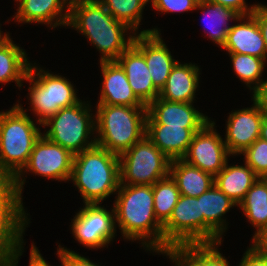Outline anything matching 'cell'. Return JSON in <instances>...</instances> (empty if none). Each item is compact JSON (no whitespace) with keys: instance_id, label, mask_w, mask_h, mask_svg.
<instances>
[{"instance_id":"1","label":"cell","mask_w":267,"mask_h":266,"mask_svg":"<svg viewBox=\"0 0 267 266\" xmlns=\"http://www.w3.org/2000/svg\"><path fill=\"white\" fill-rule=\"evenodd\" d=\"M117 192L113 209L122 236L140 240L146 250L163 254V226L154 212L152 185L119 184Z\"/></svg>"},{"instance_id":"2","label":"cell","mask_w":267,"mask_h":266,"mask_svg":"<svg viewBox=\"0 0 267 266\" xmlns=\"http://www.w3.org/2000/svg\"><path fill=\"white\" fill-rule=\"evenodd\" d=\"M66 26H70L86 36L101 54L100 62L116 61L133 43L135 33L126 24L116 20L99 0H70L69 17Z\"/></svg>"},{"instance_id":"3","label":"cell","mask_w":267,"mask_h":266,"mask_svg":"<svg viewBox=\"0 0 267 266\" xmlns=\"http://www.w3.org/2000/svg\"><path fill=\"white\" fill-rule=\"evenodd\" d=\"M70 180L84 204H101L120 184L119 156L95 145L74 155Z\"/></svg>"},{"instance_id":"4","label":"cell","mask_w":267,"mask_h":266,"mask_svg":"<svg viewBox=\"0 0 267 266\" xmlns=\"http://www.w3.org/2000/svg\"><path fill=\"white\" fill-rule=\"evenodd\" d=\"M26 110L15 104L0 112V176L12 180L27 164L36 141L41 137Z\"/></svg>"},{"instance_id":"5","label":"cell","mask_w":267,"mask_h":266,"mask_svg":"<svg viewBox=\"0 0 267 266\" xmlns=\"http://www.w3.org/2000/svg\"><path fill=\"white\" fill-rule=\"evenodd\" d=\"M96 145L120 156L146 134L147 107L97 105Z\"/></svg>"},{"instance_id":"6","label":"cell","mask_w":267,"mask_h":266,"mask_svg":"<svg viewBox=\"0 0 267 266\" xmlns=\"http://www.w3.org/2000/svg\"><path fill=\"white\" fill-rule=\"evenodd\" d=\"M29 81V100L37 122L42 126L50 117L60 109L67 108L79 103L76 89L67 78L59 74H51L49 71L38 68L32 63L25 76Z\"/></svg>"},{"instance_id":"7","label":"cell","mask_w":267,"mask_h":266,"mask_svg":"<svg viewBox=\"0 0 267 266\" xmlns=\"http://www.w3.org/2000/svg\"><path fill=\"white\" fill-rule=\"evenodd\" d=\"M89 103L82 100L70 107L60 109L50 117L42 126H49L46 133H42L51 142L59 144L76 155L83 150L96 145L90 134L95 131V119ZM90 141H89V140Z\"/></svg>"},{"instance_id":"8","label":"cell","mask_w":267,"mask_h":266,"mask_svg":"<svg viewBox=\"0 0 267 266\" xmlns=\"http://www.w3.org/2000/svg\"><path fill=\"white\" fill-rule=\"evenodd\" d=\"M170 162L145 135L119 156L120 184L153 185L169 175Z\"/></svg>"},{"instance_id":"9","label":"cell","mask_w":267,"mask_h":266,"mask_svg":"<svg viewBox=\"0 0 267 266\" xmlns=\"http://www.w3.org/2000/svg\"><path fill=\"white\" fill-rule=\"evenodd\" d=\"M204 244V214L200 196L180 195L169 220L163 225V254L176 246Z\"/></svg>"},{"instance_id":"10","label":"cell","mask_w":267,"mask_h":266,"mask_svg":"<svg viewBox=\"0 0 267 266\" xmlns=\"http://www.w3.org/2000/svg\"><path fill=\"white\" fill-rule=\"evenodd\" d=\"M73 160L74 155L70 151L59 144L51 142L42 134L36 141L27 164L12 179V183L22 198L21 195L25 183V178H22V174L25 172H32L58 181H70Z\"/></svg>"},{"instance_id":"11","label":"cell","mask_w":267,"mask_h":266,"mask_svg":"<svg viewBox=\"0 0 267 266\" xmlns=\"http://www.w3.org/2000/svg\"><path fill=\"white\" fill-rule=\"evenodd\" d=\"M100 204H85L71 221L72 234L86 248L108 247L115 238L114 209L108 211Z\"/></svg>"},{"instance_id":"12","label":"cell","mask_w":267,"mask_h":266,"mask_svg":"<svg viewBox=\"0 0 267 266\" xmlns=\"http://www.w3.org/2000/svg\"><path fill=\"white\" fill-rule=\"evenodd\" d=\"M215 122L209 121L196 132L182 160L216 176L228 161L229 153L223 138L215 129Z\"/></svg>"},{"instance_id":"13","label":"cell","mask_w":267,"mask_h":266,"mask_svg":"<svg viewBox=\"0 0 267 266\" xmlns=\"http://www.w3.org/2000/svg\"><path fill=\"white\" fill-rule=\"evenodd\" d=\"M29 221L12 180L3 178L0 181V246L5 251L23 242Z\"/></svg>"},{"instance_id":"14","label":"cell","mask_w":267,"mask_h":266,"mask_svg":"<svg viewBox=\"0 0 267 266\" xmlns=\"http://www.w3.org/2000/svg\"><path fill=\"white\" fill-rule=\"evenodd\" d=\"M160 35L156 28L146 29L136 34L132 43L144 55L152 82L159 91L165 86L171 69L177 62Z\"/></svg>"},{"instance_id":"15","label":"cell","mask_w":267,"mask_h":266,"mask_svg":"<svg viewBox=\"0 0 267 266\" xmlns=\"http://www.w3.org/2000/svg\"><path fill=\"white\" fill-rule=\"evenodd\" d=\"M227 120L225 145L231 155H241L259 138L263 115L253 102L251 108L229 113Z\"/></svg>"},{"instance_id":"16","label":"cell","mask_w":267,"mask_h":266,"mask_svg":"<svg viewBox=\"0 0 267 266\" xmlns=\"http://www.w3.org/2000/svg\"><path fill=\"white\" fill-rule=\"evenodd\" d=\"M210 120L193 103L171 102L157 97L147 106L146 124L203 128Z\"/></svg>"},{"instance_id":"17","label":"cell","mask_w":267,"mask_h":266,"mask_svg":"<svg viewBox=\"0 0 267 266\" xmlns=\"http://www.w3.org/2000/svg\"><path fill=\"white\" fill-rule=\"evenodd\" d=\"M100 67L103 82L97 105L147 107L132 91L125 71L117 61L100 62Z\"/></svg>"},{"instance_id":"18","label":"cell","mask_w":267,"mask_h":266,"mask_svg":"<svg viewBox=\"0 0 267 266\" xmlns=\"http://www.w3.org/2000/svg\"><path fill=\"white\" fill-rule=\"evenodd\" d=\"M233 206H238L214 184L200 195L201 214H204V244L222 242V235L227 229V223L222 216Z\"/></svg>"},{"instance_id":"19","label":"cell","mask_w":267,"mask_h":266,"mask_svg":"<svg viewBox=\"0 0 267 266\" xmlns=\"http://www.w3.org/2000/svg\"><path fill=\"white\" fill-rule=\"evenodd\" d=\"M237 21L239 23L232 25L228 31L226 43L222 47L223 50L228 51V53L255 56L266 61L265 41L255 16L253 14L240 15Z\"/></svg>"},{"instance_id":"20","label":"cell","mask_w":267,"mask_h":266,"mask_svg":"<svg viewBox=\"0 0 267 266\" xmlns=\"http://www.w3.org/2000/svg\"><path fill=\"white\" fill-rule=\"evenodd\" d=\"M116 61L124 69L132 91L145 106L159 97L160 91L152 82L144 55L133 44Z\"/></svg>"},{"instance_id":"21","label":"cell","mask_w":267,"mask_h":266,"mask_svg":"<svg viewBox=\"0 0 267 266\" xmlns=\"http://www.w3.org/2000/svg\"><path fill=\"white\" fill-rule=\"evenodd\" d=\"M18 5L13 18L18 23H46L51 28L67 25L70 0H20Z\"/></svg>"},{"instance_id":"22","label":"cell","mask_w":267,"mask_h":266,"mask_svg":"<svg viewBox=\"0 0 267 266\" xmlns=\"http://www.w3.org/2000/svg\"><path fill=\"white\" fill-rule=\"evenodd\" d=\"M201 129L165 124H146L145 135L172 161L184 157L195 133Z\"/></svg>"},{"instance_id":"23","label":"cell","mask_w":267,"mask_h":266,"mask_svg":"<svg viewBox=\"0 0 267 266\" xmlns=\"http://www.w3.org/2000/svg\"><path fill=\"white\" fill-rule=\"evenodd\" d=\"M199 74L200 69L197 65L181 64L177 61L159 93V98L171 102L194 103Z\"/></svg>"},{"instance_id":"24","label":"cell","mask_w":267,"mask_h":266,"mask_svg":"<svg viewBox=\"0 0 267 266\" xmlns=\"http://www.w3.org/2000/svg\"><path fill=\"white\" fill-rule=\"evenodd\" d=\"M244 164V166H228L227 161L223 169L214 177L216 187L237 205L259 178L250 166Z\"/></svg>"},{"instance_id":"25","label":"cell","mask_w":267,"mask_h":266,"mask_svg":"<svg viewBox=\"0 0 267 266\" xmlns=\"http://www.w3.org/2000/svg\"><path fill=\"white\" fill-rule=\"evenodd\" d=\"M221 243L185 244L173 247L167 256L175 266H229L218 250Z\"/></svg>"},{"instance_id":"26","label":"cell","mask_w":267,"mask_h":266,"mask_svg":"<svg viewBox=\"0 0 267 266\" xmlns=\"http://www.w3.org/2000/svg\"><path fill=\"white\" fill-rule=\"evenodd\" d=\"M171 177L176 181L180 195L199 197L214 185V176L182 159L170 162Z\"/></svg>"},{"instance_id":"27","label":"cell","mask_w":267,"mask_h":266,"mask_svg":"<svg viewBox=\"0 0 267 266\" xmlns=\"http://www.w3.org/2000/svg\"><path fill=\"white\" fill-rule=\"evenodd\" d=\"M29 66L26 52L14 44L11 38L0 46V83L15 81L21 87Z\"/></svg>"},{"instance_id":"28","label":"cell","mask_w":267,"mask_h":266,"mask_svg":"<svg viewBox=\"0 0 267 266\" xmlns=\"http://www.w3.org/2000/svg\"><path fill=\"white\" fill-rule=\"evenodd\" d=\"M196 9L202 10L204 16L208 18L206 19L208 25H210L208 37L222 48L226 43L228 31L232 28V25L229 26L228 21L237 20L240 14L232 8L218 5L208 0H199Z\"/></svg>"},{"instance_id":"29","label":"cell","mask_w":267,"mask_h":266,"mask_svg":"<svg viewBox=\"0 0 267 266\" xmlns=\"http://www.w3.org/2000/svg\"><path fill=\"white\" fill-rule=\"evenodd\" d=\"M238 206L257 228L254 238L267 225V179L259 177Z\"/></svg>"},{"instance_id":"30","label":"cell","mask_w":267,"mask_h":266,"mask_svg":"<svg viewBox=\"0 0 267 266\" xmlns=\"http://www.w3.org/2000/svg\"><path fill=\"white\" fill-rule=\"evenodd\" d=\"M154 196V212L158 222L163 226L170 218L177 204L180 191L176 181L169 174L152 185Z\"/></svg>"},{"instance_id":"31","label":"cell","mask_w":267,"mask_h":266,"mask_svg":"<svg viewBox=\"0 0 267 266\" xmlns=\"http://www.w3.org/2000/svg\"><path fill=\"white\" fill-rule=\"evenodd\" d=\"M106 10L118 21L126 24L132 32L138 31L142 12L149 0H99ZM137 30V31H136Z\"/></svg>"},{"instance_id":"32","label":"cell","mask_w":267,"mask_h":266,"mask_svg":"<svg viewBox=\"0 0 267 266\" xmlns=\"http://www.w3.org/2000/svg\"><path fill=\"white\" fill-rule=\"evenodd\" d=\"M229 56L234 72L250 90L254 91L265 82L261 79L266 62L264 59L239 53H229Z\"/></svg>"},{"instance_id":"33","label":"cell","mask_w":267,"mask_h":266,"mask_svg":"<svg viewBox=\"0 0 267 266\" xmlns=\"http://www.w3.org/2000/svg\"><path fill=\"white\" fill-rule=\"evenodd\" d=\"M245 163L261 178L267 176V141L258 138L243 153Z\"/></svg>"},{"instance_id":"34","label":"cell","mask_w":267,"mask_h":266,"mask_svg":"<svg viewBox=\"0 0 267 266\" xmlns=\"http://www.w3.org/2000/svg\"><path fill=\"white\" fill-rule=\"evenodd\" d=\"M156 11L182 13L196 9L199 0H149Z\"/></svg>"},{"instance_id":"35","label":"cell","mask_w":267,"mask_h":266,"mask_svg":"<svg viewBox=\"0 0 267 266\" xmlns=\"http://www.w3.org/2000/svg\"><path fill=\"white\" fill-rule=\"evenodd\" d=\"M58 246L57 255L61 261V266H100L97 263L91 262L89 258L80 256L75 251H70V249H66L60 246V244Z\"/></svg>"},{"instance_id":"36","label":"cell","mask_w":267,"mask_h":266,"mask_svg":"<svg viewBox=\"0 0 267 266\" xmlns=\"http://www.w3.org/2000/svg\"><path fill=\"white\" fill-rule=\"evenodd\" d=\"M238 266H267V253L257 250L251 244Z\"/></svg>"},{"instance_id":"37","label":"cell","mask_w":267,"mask_h":266,"mask_svg":"<svg viewBox=\"0 0 267 266\" xmlns=\"http://www.w3.org/2000/svg\"><path fill=\"white\" fill-rule=\"evenodd\" d=\"M212 3L223 5L229 8H232L234 11L240 15H249L252 14L257 4L252 6H247L245 0H208Z\"/></svg>"},{"instance_id":"38","label":"cell","mask_w":267,"mask_h":266,"mask_svg":"<svg viewBox=\"0 0 267 266\" xmlns=\"http://www.w3.org/2000/svg\"><path fill=\"white\" fill-rule=\"evenodd\" d=\"M252 93L253 102L257 105L263 117H267V80Z\"/></svg>"},{"instance_id":"39","label":"cell","mask_w":267,"mask_h":266,"mask_svg":"<svg viewBox=\"0 0 267 266\" xmlns=\"http://www.w3.org/2000/svg\"><path fill=\"white\" fill-rule=\"evenodd\" d=\"M252 14L255 16L261 29L267 52V6H264L263 4H257Z\"/></svg>"},{"instance_id":"40","label":"cell","mask_w":267,"mask_h":266,"mask_svg":"<svg viewBox=\"0 0 267 266\" xmlns=\"http://www.w3.org/2000/svg\"><path fill=\"white\" fill-rule=\"evenodd\" d=\"M252 240L257 250L267 253V225Z\"/></svg>"},{"instance_id":"41","label":"cell","mask_w":267,"mask_h":266,"mask_svg":"<svg viewBox=\"0 0 267 266\" xmlns=\"http://www.w3.org/2000/svg\"><path fill=\"white\" fill-rule=\"evenodd\" d=\"M30 262L29 266H51L49 263L45 261V259L40 254V251L38 248L32 244L31 246V252H30Z\"/></svg>"},{"instance_id":"42","label":"cell","mask_w":267,"mask_h":266,"mask_svg":"<svg viewBox=\"0 0 267 266\" xmlns=\"http://www.w3.org/2000/svg\"><path fill=\"white\" fill-rule=\"evenodd\" d=\"M259 137L267 141V117H263Z\"/></svg>"},{"instance_id":"43","label":"cell","mask_w":267,"mask_h":266,"mask_svg":"<svg viewBox=\"0 0 267 266\" xmlns=\"http://www.w3.org/2000/svg\"><path fill=\"white\" fill-rule=\"evenodd\" d=\"M6 251L0 246V266H5Z\"/></svg>"},{"instance_id":"44","label":"cell","mask_w":267,"mask_h":266,"mask_svg":"<svg viewBox=\"0 0 267 266\" xmlns=\"http://www.w3.org/2000/svg\"><path fill=\"white\" fill-rule=\"evenodd\" d=\"M2 32L3 31L0 30V46L10 38L8 33H4L3 35Z\"/></svg>"}]
</instances>
